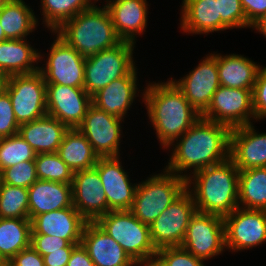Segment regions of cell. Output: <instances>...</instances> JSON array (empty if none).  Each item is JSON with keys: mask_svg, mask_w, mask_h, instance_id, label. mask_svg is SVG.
<instances>
[{"mask_svg": "<svg viewBox=\"0 0 266 266\" xmlns=\"http://www.w3.org/2000/svg\"><path fill=\"white\" fill-rule=\"evenodd\" d=\"M4 89L10 96L19 126L47 115L46 83L39 70L7 77Z\"/></svg>", "mask_w": 266, "mask_h": 266, "instance_id": "8", "label": "cell"}, {"mask_svg": "<svg viewBox=\"0 0 266 266\" xmlns=\"http://www.w3.org/2000/svg\"><path fill=\"white\" fill-rule=\"evenodd\" d=\"M28 42L27 38L0 42V73L6 78L39 70L37 65L43 54L41 55V52L31 47Z\"/></svg>", "mask_w": 266, "mask_h": 266, "instance_id": "26", "label": "cell"}, {"mask_svg": "<svg viewBox=\"0 0 266 266\" xmlns=\"http://www.w3.org/2000/svg\"><path fill=\"white\" fill-rule=\"evenodd\" d=\"M251 28L240 0H218V31L233 28Z\"/></svg>", "mask_w": 266, "mask_h": 266, "instance_id": "37", "label": "cell"}, {"mask_svg": "<svg viewBox=\"0 0 266 266\" xmlns=\"http://www.w3.org/2000/svg\"><path fill=\"white\" fill-rule=\"evenodd\" d=\"M34 149L19 135L0 138V173L24 161H34Z\"/></svg>", "mask_w": 266, "mask_h": 266, "instance_id": "35", "label": "cell"}, {"mask_svg": "<svg viewBox=\"0 0 266 266\" xmlns=\"http://www.w3.org/2000/svg\"><path fill=\"white\" fill-rule=\"evenodd\" d=\"M66 266H95V264L90 259L87 250L82 244H78L73 249Z\"/></svg>", "mask_w": 266, "mask_h": 266, "instance_id": "46", "label": "cell"}, {"mask_svg": "<svg viewBox=\"0 0 266 266\" xmlns=\"http://www.w3.org/2000/svg\"><path fill=\"white\" fill-rule=\"evenodd\" d=\"M96 223L112 237L138 266H151L157 249L149 225L139 221L129 210L109 211Z\"/></svg>", "mask_w": 266, "mask_h": 266, "instance_id": "5", "label": "cell"}, {"mask_svg": "<svg viewBox=\"0 0 266 266\" xmlns=\"http://www.w3.org/2000/svg\"><path fill=\"white\" fill-rule=\"evenodd\" d=\"M191 193L185 189L149 225L153 245L158 250L164 247L181 246L191 217L196 212Z\"/></svg>", "mask_w": 266, "mask_h": 266, "instance_id": "9", "label": "cell"}, {"mask_svg": "<svg viewBox=\"0 0 266 266\" xmlns=\"http://www.w3.org/2000/svg\"><path fill=\"white\" fill-rule=\"evenodd\" d=\"M70 243L66 239L45 234H31V246L43 257L51 252L62 251Z\"/></svg>", "mask_w": 266, "mask_h": 266, "instance_id": "42", "label": "cell"}, {"mask_svg": "<svg viewBox=\"0 0 266 266\" xmlns=\"http://www.w3.org/2000/svg\"><path fill=\"white\" fill-rule=\"evenodd\" d=\"M180 28L186 34L218 32V0H182Z\"/></svg>", "mask_w": 266, "mask_h": 266, "instance_id": "28", "label": "cell"}, {"mask_svg": "<svg viewBox=\"0 0 266 266\" xmlns=\"http://www.w3.org/2000/svg\"><path fill=\"white\" fill-rule=\"evenodd\" d=\"M136 69L137 66L126 76L112 81L93 94L92 104L112 116L124 119L135 101L136 94L138 97L141 91L137 87L138 72Z\"/></svg>", "mask_w": 266, "mask_h": 266, "instance_id": "22", "label": "cell"}, {"mask_svg": "<svg viewBox=\"0 0 266 266\" xmlns=\"http://www.w3.org/2000/svg\"><path fill=\"white\" fill-rule=\"evenodd\" d=\"M7 263L0 256V266H5Z\"/></svg>", "mask_w": 266, "mask_h": 266, "instance_id": "50", "label": "cell"}, {"mask_svg": "<svg viewBox=\"0 0 266 266\" xmlns=\"http://www.w3.org/2000/svg\"><path fill=\"white\" fill-rule=\"evenodd\" d=\"M223 219L226 249L237 252L266 242L265 210L238 207Z\"/></svg>", "mask_w": 266, "mask_h": 266, "instance_id": "13", "label": "cell"}, {"mask_svg": "<svg viewBox=\"0 0 266 266\" xmlns=\"http://www.w3.org/2000/svg\"><path fill=\"white\" fill-rule=\"evenodd\" d=\"M95 168L74 172L72 186L73 206L87 222H96L108 213L105 191Z\"/></svg>", "mask_w": 266, "mask_h": 266, "instance_id": "18", "label": "cell"}, {"mask_svg": "<svg viewBox=\"0 0 266 266\" xmlns=\"http://www.w3.org/2000/svg\"><path fill=\"white\" fill-rule=\"evenodd\" d=\"M24 0H8L0 7V23L8 40L26 39L38 26V18Z\"/></svg>", "mask_w": 266, "mask_h": 266, "instance_id": "30", "label": "cell"}, {"mask_svg": "<svg viewBox=\"0 0 266 266\" xmlns=\"http://www.w3.org/2000/svg\"><path fill=\"white\" fill-rule=\"evenodd\" d=\"M253 125L231 129L230 158L239 171L266 167V133L256 132Z\"/></svg>", "mask_w": 266, "mask_h": 266, "instance_id": "19", "label": "cell"}, {"mask_svg": "<svg viewBox=\"0 0 266 266\" xmlns=\"http://www.w3.org/2000/svg\"><path fill=\"white\" fill-rule=\"evenodd\" d=\"M50 46L46 65L39 66L46 84H58L76 88H84V63L86 58L68 45L56 33ZM45 65V67H43Z\"/></svg>", "mask_w": 266, "mask_h": 266, "instance_id": "12", "label": "cell"}, {"mask_svg": "<svg viewBox=\"0 0 266 266\" xmlns=\"http://www.w3.org/2000/svg\"><path fill=\"white\" fill-rule=\"evenodd\" d=\"M181 247L203 261L225 251V226L222 216L195 212L189 221Z\"/></svg>", "mask_w": 266, "mask_h": 266, "instance_id": "10", "label": "cell"}, {"mask_svg": "<svg viewBox=\"0 0 266 266\" xmlns=\"http://www.w3.org/2000/svg\"><path fill=\"white\" fill-rule=\"evenodd\" d=\"M8 266H45L43 257L32 247L21 250L9 262Z\"/></svg>", "mask_w": 266, "mask_h": 266, "instance_id": "43", "label": "cell"}, {"mask_svg": "<svg viewBox=\"0 0 266 266\" xmlns=\"http://www.w3.org/2000/svg\"><path fill=\"white\" fill-rule=\"evenodd\" d=\"M5 83L6 77L0 73V92L4 90Z\"/></svg>", "mask_w": 266, "mask_h": 266, "instance_id": "48", "label": "cell"}, {"mask_svg": "<svg viewBox=\"0 0 266 266\" xmlns=\"http://www.w3.org/2000/svg\"><path fill=\"white\" fill-rule=\"evenodd\" d=\"M238 204L266 211V167L239 171Z\"/></svg>", "mask_w": 266, "mask_h": 266, "instance_id": "32", "label": "cell"}, {"mask_svg": "<svg viewBox=\"0 0 266 266\" xmlns=\"http://www.w3.org/2000/svg\"><path fill=\"white\" fill-rule=\"evenodd\" d=\"M8 0H0V7L5 4Z\"/></svg>", "mask_w": 266, "mask_h": 266, "instance_id": "51", "label": "cell"}, {"mask_svg": "<svg viewBox=\"0 0 266 266\" xmlns=\"http://www.w3.org/2000/svg\"><path fill=\"white\" fill-rule=\"evenodd\" d=\"M251 28L257 30L258 33L263 34L266 38V15L255 22Z\"/></svg>", "mask_w": 266, "mask_h": 266, "instance_id": "47", "label": "cell"}, {"mask_svg": "<svg viewBox=\"0 0 266 266\" xmlns=\"http://www.w3.org/2000/svg\"><path fill=\"white\" fill-rule=\"evenodd\" d=\"M204 263L181 246H174L158 249L151 266H205Z\"/></svg>", "mask_w": 266, "mask_h": 266, "instance_id": "38", "label": "cell"}, {"mask_svg": "<svg viewBox=\"0 0 266 266\" xmlns=\"http://www.w3.org/2000/svg\"><path fill=\"white\" fill-rule=\"evenodd\" d=\"M116 34L122 41L136 44V35L146 32L147 0H106ZM144 31V32H143ZM136 37V38H135Z\"/></svg>", "mask_w": 266, "mask_h": 266, "instance_id": "21", "label": "cell"}, {"mask_svg": "<svg viewBox=\"0 0 266 266\" xmlns=\"http://www.w3.org/2000/svg\"><path fill=\"white\" fill-rule=\"evenodd\" d=\"M134 47V43L121 41L114 47L86 58L84 89L90 96L135 68Z\"/></svg>", "mask_w": 266, "mask_h": 266, "instance_id": "7", "label": "cell"}, {"mask_svg": "<svg viewBox=\"0 0 266 266\" xmlns=\"http://www.w3.org/2000/svg\"><path fill=\"white\" fill-rule=\"evenodd\" d=\"M230 134V127L200 118L167 148L173 147L172 156L164 168L186 179L200 169L225 161L230 157Z\"/></svg>", "mask_w": 266, "mask_h": 266, "instance_id": "1", "label": "cell"}, {"mask_svg": "<svg viewBox=\"0 0 266 266\" xmlns=\"http://www.w3.org/2000/svg\"><path fill=\"white\" fill-rule=\"evenodd\" d=\"M247 22L252 26L266 15V0H240Z\"/></svg>", "mask_w": 266, "mask_h": 266, "instance_id": "44", "label": "cell"}, {"mask_svg": "<svg viewBox=\"0 0 266 266\" xmlns=\"http://www.w3.org/2000/svg\"><path fill=\"white\" fill-rule=\"evenodd\" d=\"M31 231L29 218H0V256L6 263L31 246Z\"/></svg>", "mask_w": 266, "mask_h": 266, "instance_id": "31", "label": "cell"}, {"mask_svg": "<svg viewBox=\"0 0 266 266\" xmlns=\"http://www.w3.org/2000/svg\"><path fill=\"white\" fill-rule=\"evenodd\" d=\"M28 188L0 181V218H29Z\"/></svg>", "mask_w": 266, "mask_h": 266, "instance_id": "34", "label": "cell"}, {"mask_svg": "<svg viewBox=\"0 0 266 266\" xmlns=\"http://www.w3.org/2000/svg\"><path fill=\"white\" fill-rule=\"evenodd\" d=\"M57 154L73 173L94 168L99 159L90 142L77 128H69L65 132Z\"/></svg>", "mask_w": 266, "mask_h": 266, "instance_id": "29", "label": "cell"}, {"mask_svg": "<svg viewBox=\"0 0 266 266\" xmlns=\"http://www.w3.org/2000/svg\"><path fill=\"white\" fill-rule=\"evenodd\" d=\"M29 219L42 213L73 206L72 186L38 179L28 188Z\"/></svg>", "mask_w": 266, "mask_h": 266, "instance_id": "24", "label": "cell"}, {"mask_svg": "<svg viewBox=\"0 0 266 266\" xmlns=\"http://www.w3.org/2000/svg\"><path fill=\"white\" fill-rule=\"evenodd\" d=\"M6 40H8V39L5 37L4 31H3L1 23H0V42L6 41Z\"/></svg>", "mask_w": 266, "mask_h": 266, "instance_id": "49", "label": "cell"}, {"mask_svg": "<svg viewBox=\"0 0 266 266\" xmlns=\"http://www.w3.org/2000/svg\"><path fill=\"white\" fill-rule=\"evenodd\" d=\"M38 179L71 184L73 172L57 152L37 154L34 160Z\"/></svg>", "mask_w": 266, "mask_h": 266, "instance_id": "36", "label": "cell"}, {"mask_svg": "<svg viewBox=\"0 0 266 266\" xmlns=\"http://www.w3.org/2000/svg\"><path fill=\"white\" fill-rule=\"evenodd\" d=\"M142 90L148 118L156 130L161 148L166 149L200 118L177 86L167 82H150Z\"/></svg>", "mask_w": 266, "mask_h": 266, "instance_id": "2", "label": "cell"}, {"mask_svg": "<svg viewBox=\"0 0 266 266\" xmlns=\"http://www.w3.org/2000/svg\"><path fill=\"white\" fill-rule=\"evenodd\" d=\"M19 125L11 104L10 96L4 89L0 92V138L18 134Z\"/></svg>", "mask_w": 266, "mask_h": 266, "instance_id": "40", "label": "cell"}, {"mask_svg": "<svg viewBox=\"0 0 266 266\" xmlns=\"http://www.w3.org/2000/svg\"><path fill=\"white\" fill-rule=\"evenodd\" d=\"M0 180L3 184L29 188L38 180L35 162L24 161L4 169L0 173Z\"/></svg>", "mask_w": 266, "mask_h": 266, "instance_id": "39", "label": "cell"}, {"mask_svg": "<svg viewBox=\"0 0 266 266\" xmlns=\"http://www.w3.org/2000/svg\"><path fill=\"white\" fill-rule=\"evenodd\" d=\"M255 120L266 118V67H260L252 90Z\"/></svg>", "mask_w": 266, "mask_h": 266, "instance_id": "41", "label": "cell"}, {"mask_svg": "<svg viewBox=\"0 0 266 266\" xmlns=\"http://www.w3.org/2000/svg\"><path fill=\"white\" fill-rule=\"evenodd\" d=\"M47 115L58 119L68 128H77L92 104L84 88L46 84Z\"/></svg>", "mask_w": 266, "mask_h": 266, "instance_id": "16", "label": "cell"}, {"mask_svg": "<svg viewBox=\"0 0 266 266\" xmlns=\"http://www.w3.org/2000/svg\"><path fill=\"white\" fill-rule=\"evenodd\" d=\"M119 156L99 157L94 168L98 171L106 194L108 212L130 210L138 183H131Z\"/></svg>", "mask_w": 266, "mask_h": 266, "instance_id": "17", "label": "cell"}, {"mask_svg": "<svg viewBox=\"0 0 266 266\" xmlns=\"http://www.w3.org/2000/svg\"><path fill=\"white\" fill-rule=\"evenodd\" d=\"M186 189V179L166 169L137 184L129 210L146 225L155 219Z\"/></svg>", "mask_w": 266, "mask_h": 266, "instance_id": "6", "label": "cell"}, {"mask_svg": "<svg viewBox=\"0 0 266 266\" xmlns=\"http://www.w3.org/2000/svg\"><path fill=\"white\" fill-rule=\"evenodd\" d=\"M93 0H41L43 22L50 32L56 31L63 23L81 11L89 9Z\"/></svg>", "mask_w": 266, "mask_h": 266, "instance_id": "33", "label": "cell"}, {"mask_svg": "<svg viewBox=\"0 0 266 266\" xmlns=\"http://www.w3.org/2000/svg\"><path fill=\"white\" fill-rule=\"evenodd\" d=\"M81 244L95 266H138L96 222L85 224Z\"/></svg>", "mask_w": 266, "mask_h": 266, "instance_id": "20", "label": "cell"}, {"mask_svg": "<svg viewBox=\"0 0 266 266\" xmlns=\"http://www.w3.org/2000/svg\"><path fill=\"white\" fill-rule=\"evenodd\" d=\"M203 58L185 77L179 80L171 78L191 106L201 115L207 110L213 94L220 87L217 53L208 54Z\"/></svg>", "mask_w": 266, "mask_h": 266, "instance_id": "15", "label": "cell"}, {"mask_svg": "<svg viewBox=\"0 0 266 266\" xmlns=\"http://www.w3.org/2000/svg\"><path fill=\"white\" fill-rule=\"evenodd\" d=\"M69 128L58 119L46 115L19 126L18 134L34 149L36 154L57 152Z\"/></svg>", "mask_w": 266, "mask_h": 266, "instance_id": "25", "label": "cell"}, {"mask_svg": "<svg viewBox=\"0 0 266 266\" xmlns=\"http://www.w3.org/2000/svg\"><path fill=\"white\" fill-rule=\"evenodd\" d=\"M122 121L91 104L83 122L77 127L99 157L119 156Z\"/></svg>", "mask_w": 266, "mask_h": 266, "instance_id": "14", "label": "cell"}, {"mask_svg": "<svg viewBox=\"0 0 266 266\" xmlns=\"http://www.w3.org/2000/svg\"><path fill=\"white\" fill-rule=\"evenodd\" d=\"M253 89L220 86L201 118L235 128L251 124L255 119ZM252 118V119H251Z\"/></svg>", "mask_w": 266, "mask_h": 266, "instance_id": "11", "label": "cell"}, {"mask_svg": "<svg viewBox=\"0 0 266 266\" xmlns=\"http://www.w3.org/2000/svg\"><path fill=\"white\" fill-rule=\"evenodd\" d=\"M81 243H70L67 247L62 248V251L51 252L43 256L45 266H66L73 249Z\"/></svg>", "mask_w": 266, "mask_h": 266, "instance_id": "45", "label": "cell"}, {"mask_svg": "<svg viewBox=\"0 0 266 266\" xmlns=\"http://www.w3.org/2000/svg\"><path fill=\"white\" fill-rule=\"evenodd\" d=\"M87 221L74 206L42 213L31 219V234H45L66 239L69 243H81Z\"/></svg>", "mask_w": 266, "mask_h": 266, "instance_id": "23", "label": "cell"}, {"mask_svg": "<svg viewBox=\"0 0 266 266\" xmlns=\"http://www.w3.org/2000/svg\"><path fill=\"white\" fill-rule=\"evenodd\" d=\"M260 64L239 54H218L217 69L220 86L253 89Z\"/></svg>", "mask_w": 266, "mask_h": 266, "instance_id": "27", "label": "cell"}, {"mask_svg": "<svg viewBox=\"0 0 266 266\" xmlns=\"http://www.w3.org/2000/svg\"><path fill=\"white\" fill-rule=\"evenodd\" d=\"M54 33L85 58L122 41L116 34L109 11L96 4L63 23Z\"/></svg>", "mask_w": 266, "mask_h": 266, "instance_id": "4", "label": "cell"}, {"mask_svg": "<svg viewBox=\"0 0 266 266\" xmlns=\"http://www.w3.org/2000/svg\"><path fill=\"white\" fill-rule=\"evenodd\" d=\"M193 184V185H192ZM239 170L229 157L186 178L197 212L226 216L239 207Z\"/></svg>", "mask_w": 266, "mask_h": 266, "instance_id": "3", "label": "cell"}]
</instances>
